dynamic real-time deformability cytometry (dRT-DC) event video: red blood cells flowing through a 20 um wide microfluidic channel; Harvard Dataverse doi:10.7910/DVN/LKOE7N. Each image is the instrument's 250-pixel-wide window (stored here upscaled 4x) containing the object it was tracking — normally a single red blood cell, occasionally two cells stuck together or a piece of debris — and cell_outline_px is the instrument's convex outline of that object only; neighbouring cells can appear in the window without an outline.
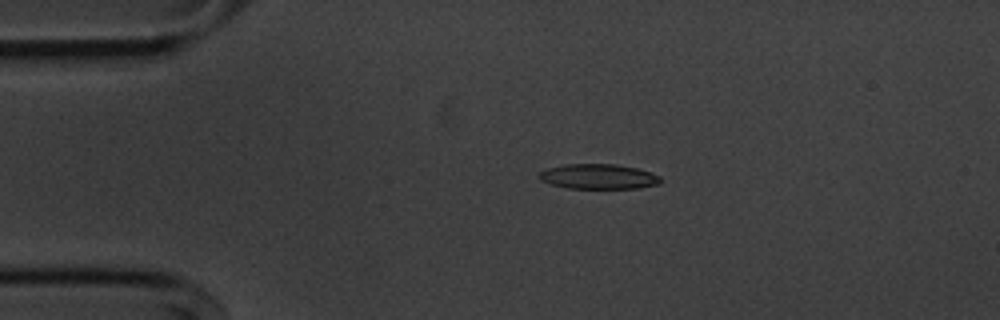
{"species": "common noctule bat (a hibernating species)", "species_latin": "Nyctalus noctula", "temperature_condition": "cold", "stored_images_in_passage": 52, "camera_frame_rate_fps": 3000, "um_per_image_px": 0.085, "animal": {"sex": "male", "body_mass_g": 20.1, "forearm_length_mm": 53.5}, "frame": {"image": 1, "passage_image": 9, "time_ms": 2.667, "image_size_px": [1000, 320], "cell_outline_px": [[660, 184], [636, 188], [568, 188], [552, 184], [540, 180], [536, 176], [540, 172], [548, 168], [564, 164], [616, 164], [636, 168], [660, 176]], "centroid_in_image_um": [50.83, 15.0], "position_along_channel_um": 34.2, "area_um2": 17.57}}
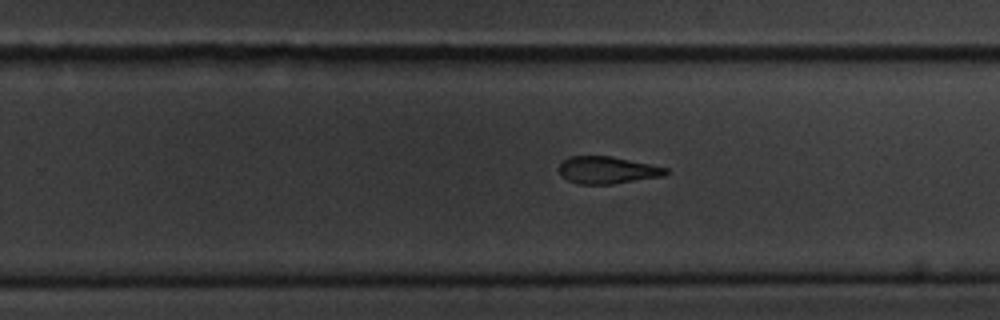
{"frame": {"image": 2, "passage_image": 32, "time_ms": 10.333, "image_size_px": [1000, 320], "cell_outline_px": [[668, 172], [660, 176], [612, 184], [580, 184], [568, 180], [560, 176], [560, 164], [568, 156], [612, 156], [668, 168]], "centroid_in_image_um": [51.58, 14.45], "position_along_channel_um": 278.2, "area_um2": 16.7}}
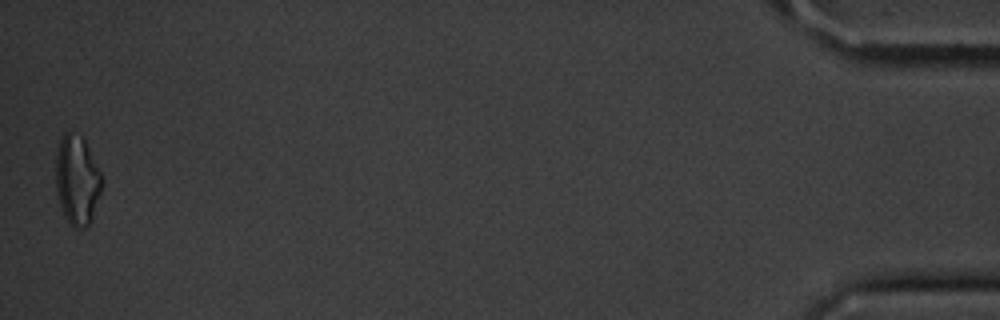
{"frame": {"image": 3, "passage_image": 52, "time_ms": 17.0, "image_size_px": [1000, 320], "cell_outline_px": [[100, 192], [92, 216], [88, 224], [84, 228], [72, 228], [68, 224], [64, 216], [60, 204], [56, 188], [56, 156], [60, 140], [64, 132], [68, 132], [80, 136], [84, 140], [100, 172]], "centroid_in_image_um": [6.52, 15.34], "position_along_channel_um": 428.7, "area_um2": 23.41}, "authors_computed_cell_mechanics": {"area_um2": 18.1203, "velocity_mm_per_s": 3.6504, "shape_relaxation_time_tau1_ms": 4.5077, "shape_relaxation_time_tau2_ms": 8.5164, "deformation_change_tau1": 0.1463, "deformation_change_tau2": 0.1943}}